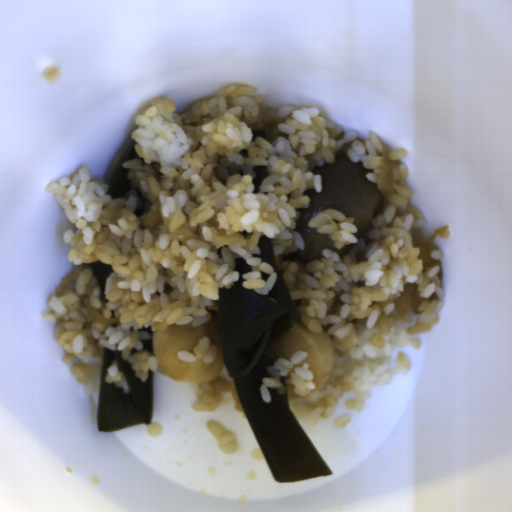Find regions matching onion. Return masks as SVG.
Listing matches in <instances>:
<instances>
[{
  "label": "onion",
  "instance_id": "obj_1",
  "mask_svg": "<svg viewBox=\"0 0 512 512\" xmlns=\"http://www.w3.org/2000/svg\"><path fill=\"white\" fill-rule=\"evenodd\" d=\"M448 224H444L430 233L426 241H414V246H418V258H422V271H427L433 265H439V257L432 254L435 250H439V246L435 244L440 233L446 231Z\"/></svg>",
  "mask_w": 512,
  "mask_h": 512
},
{
  "label": "onion",
  "instance_id": "obj_2",
  "mask_svg": "<svg viewBox=\"0 0 512 512\" xmlns=\"http://www.w3.org/2000/svg\"><path fill=\"white\" fill-rule=\"evenodd\" d=\"M391 145H385L382 160L377 171V185L383 196L387 199L394 190L393 164L389 158Z\"/></svg>",
  "mask_w": 512,
  "mask_h": 512
},
{
  "label": "onion",
  "instance_id": "obj_3",
  "mask_svg": "<svg viewBox=\"0 0 512 512\" xmlns=\"http://www.w3.org/2000/svg\"><path fill=\"white\" fill-rule=\"evenodd\" d=\"M352 142H353V140L342 145L335 154H342V155L346 154L348 152V150L350 149Z\"/></svg>",
  "mask_w": 512,
  "mask_h": 512
}]
</instances>
